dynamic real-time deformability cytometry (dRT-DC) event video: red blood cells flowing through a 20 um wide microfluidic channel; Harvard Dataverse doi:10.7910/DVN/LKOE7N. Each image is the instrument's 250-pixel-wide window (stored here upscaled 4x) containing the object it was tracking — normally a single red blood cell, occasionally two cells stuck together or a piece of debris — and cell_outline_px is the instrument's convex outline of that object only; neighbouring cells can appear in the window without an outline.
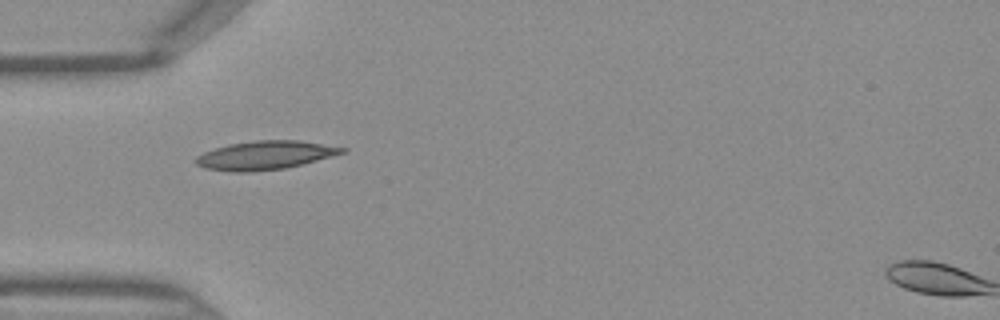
{"species": "Egyptian fruit bat (a non-hibernating species)", "species_latin": "Rousettus aegyptiacus", "temperature_condition": "warm", "stored_images_in_passage": 27, "camera_frame_rate_fps": 3000, "um_per_image_px": 0.085, "frame": {"image": 1, "passage_image": 1, "time_ms": 0.0, "image_size_px": [1000, 320], "cell_outline_px": [[348, 152], [304, 164], [284, 168], [252, 172], [232, 172], [204, 168], [196, 164], [192, 160], [196, 156], [204, 152], [228, 144], [256, 140], [300, 140], [348, 148]], "centroid_in_image_um": [22.55, 13.2], "position_along_channel_um": 62.4, "area_um2": 24.74}}
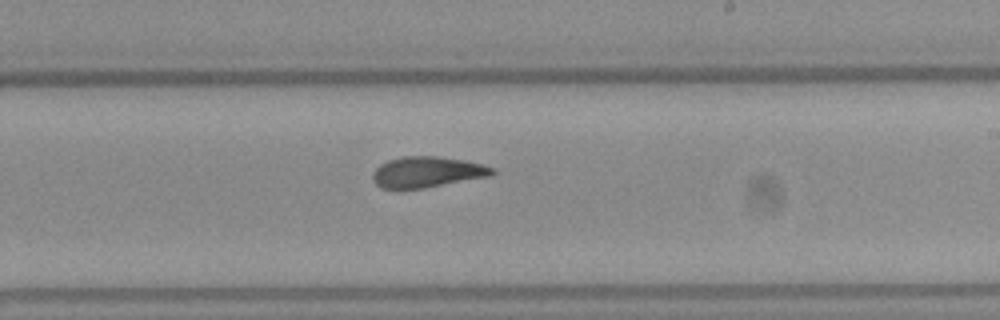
{"frame": {"image": 2, "passage_image": 14, "time_ms": 4.333, "image_size_px": [1000, 320], "cell_outline_px": [[496, 172], [492, 176], [424, 188], [380, 188], [372, 180], [372, 172], [380, 164], [388, 160], [404, 156], [436, 156], [464, 160], [496, 168]], "centroid_in_image_um": [36.32, 14.62], "position_along_channel_um": 252.7, "area_um2": 21.56}}
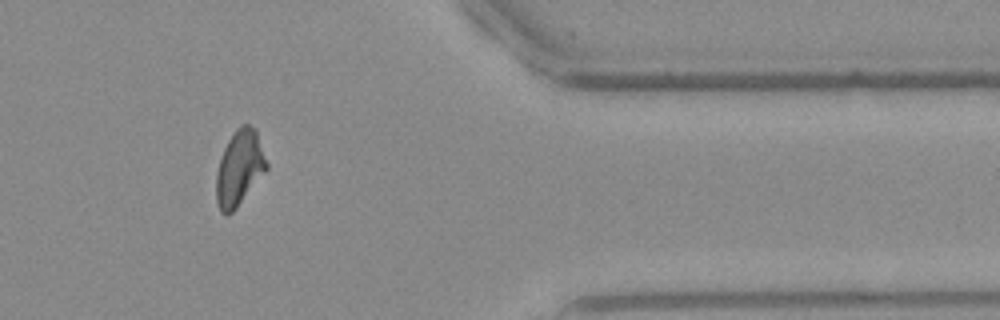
{"frame": {"image": 3, "passage_image": 25, "time_ms": 8.0, "image_size_px": [1000, 320], "cell_outline_px": [[268, 168], [236, 208], [228, 216], [224, 216], [220, 212], [216, 200], [216, 172], [224, 148], [228, 140], [236, 128], [240, 124], [248, 124], [256, 128], [268, 164]], "centroid_in_image_um": [20.34, 14.28], "position_along_channel_um": 391.1, "area_um2": 22.2}}